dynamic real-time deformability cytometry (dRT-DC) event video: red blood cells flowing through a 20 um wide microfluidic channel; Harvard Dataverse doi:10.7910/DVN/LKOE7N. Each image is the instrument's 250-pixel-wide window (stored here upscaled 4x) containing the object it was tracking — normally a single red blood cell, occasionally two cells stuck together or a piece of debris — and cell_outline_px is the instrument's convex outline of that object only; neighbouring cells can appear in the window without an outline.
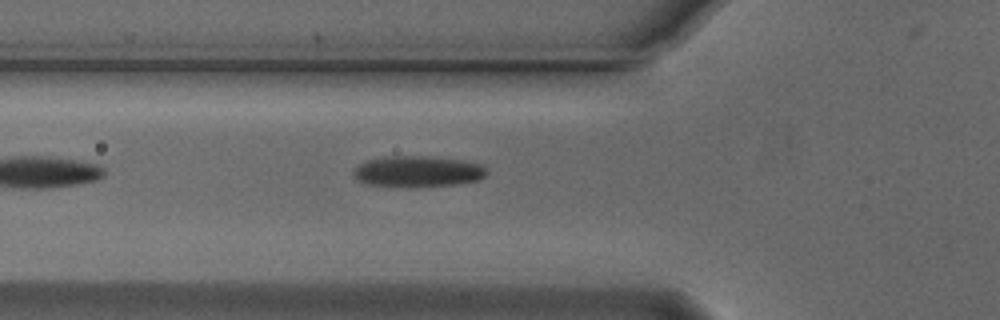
{"species": "Egyptian fruit bat (a non-hibernating species)", "species_latin": "Rousettus aegyptiacus", "temperature_condition": "cold", "stored_images_in_passage": 6, "camera_frame_rate_fps": 3000, "um_per_image_px": 0.085, "animal": {"sex": "male"}, "frame": {"image": 1, "passage_image": 2, "time_ms": 0.333, "image_size_px": [1000, 320], "cell_outline_px": [[488, 172], [480, 180], [456, 184], [368, 184], [360, 180], [352, 172], [360, 164], [368, 160], [384, 156], [424, 156], [464, 160], [480, 164]], "centroid_in_image_um": [35.57, 14.52], "position_along_channel_um": 90.2, "area_um2": 22.89}}